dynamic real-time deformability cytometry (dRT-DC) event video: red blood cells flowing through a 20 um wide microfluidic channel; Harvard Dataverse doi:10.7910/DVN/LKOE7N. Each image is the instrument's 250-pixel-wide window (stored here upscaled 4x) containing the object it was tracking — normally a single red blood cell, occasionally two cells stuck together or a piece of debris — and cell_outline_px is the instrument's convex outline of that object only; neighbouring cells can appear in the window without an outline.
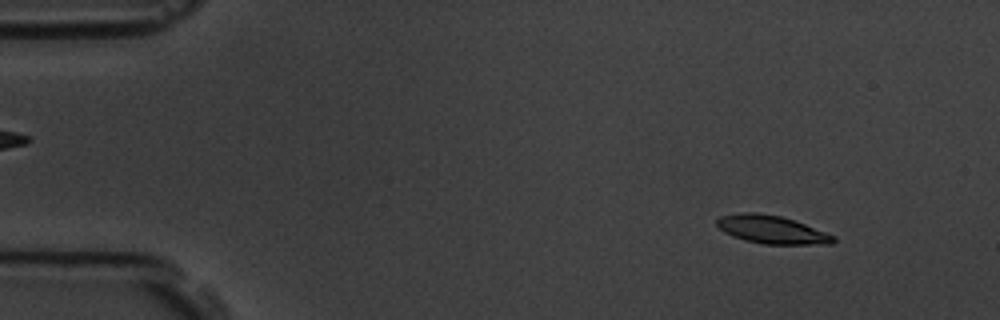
{"species": "common noctule bat (a hibernating species)", "species_latin": "Nyctalus noctula", "temperature_condition": "room temperature", "stored_images_in_passage": 5, "segment_of_instrument_passage": [1, 2], "camera_frame_rate_fps": 3000, "um_per_image_px": 0.085, "animal": {"sex": "male", "body_mass_g": 19.5, "forearm_length_mm": 54.6}, "frame": {"image": 1, "passage_image": 1, "time_ms": 0.0, "image_size_px": [1000, 320], "cell_outline_px": [[836, 240], [832, 244], [764, 244], [744, 240], [732, 236], [724, 232], [716, 224], [716, 220], [720, 216], [740, 212], [756, 212], [780, 216], [804, 224], [836, 236]], "centroid_in_image_um": [65.58, 19.51], "position_along_channel_um": 19.4, "area_um2": 19.02}}
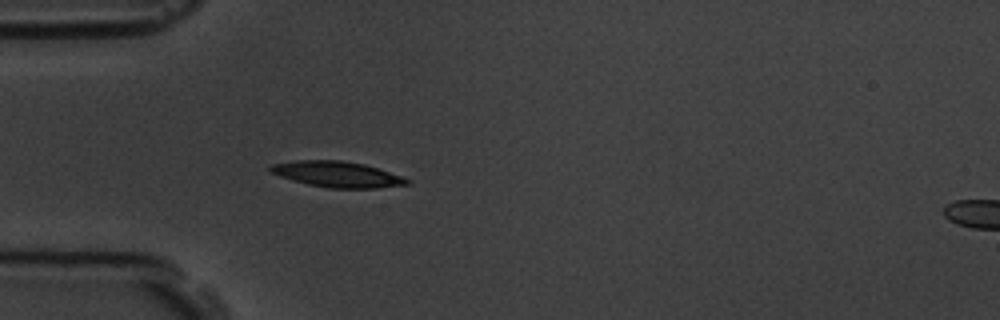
{"frame": {"image": 2, "passage_image": 4, "time_ms": 3.333, "image_size_px": [1000, 320], "cell_outline_px": [[412, 180], [408, 184], [376, 188], [328, 188], [308, 184], [292, 180], [280, 176], [272, 172], [268, 168], [272, 164], [296, 160], [340, 160], [364, 164], [404, 176]], "centroid_in_image_um": [28.69, 14.81], "position_along_channel_um": 56.3, "area_um2": 20.52}}